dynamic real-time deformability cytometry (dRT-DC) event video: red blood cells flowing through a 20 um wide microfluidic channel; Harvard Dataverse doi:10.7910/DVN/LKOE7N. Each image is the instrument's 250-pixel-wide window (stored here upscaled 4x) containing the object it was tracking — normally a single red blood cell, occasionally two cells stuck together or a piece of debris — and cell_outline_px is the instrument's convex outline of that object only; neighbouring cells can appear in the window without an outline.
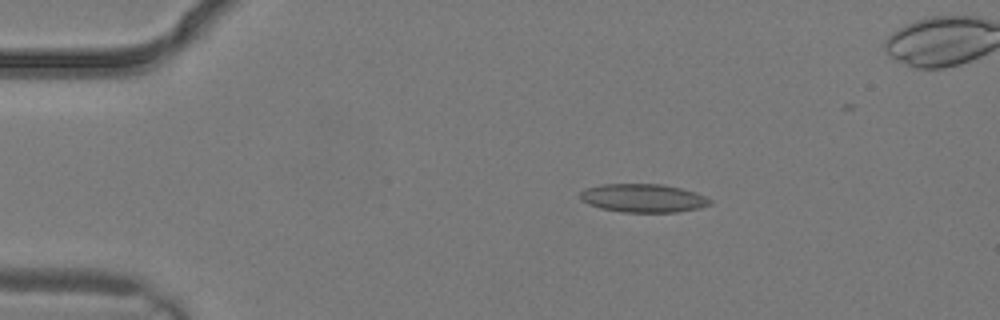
{"species": "common noctule bat (a hibernating species)", "species_latin": "Nyctalus noctula", "temperature_condition": "warm", "stored_images_in_passage": 2, "camera_frame_rate_fps": 3000, "um_per_image_px": 0.085, "animal": {"sex": "male", "body_mass_g": 19.2, "forearm_length_mm": 51.8}, "frame": {"image": 1, "passage_image": 2, "time_ms": 0.333, "image_size_px": [1000, 320], "cell_outline_px": [[712, 204], [700, 208], [676, 212], [624, 212], [600, 208], [588, 204], [580, 200], [580, 192], [584, 188], [600, 184], [660, 184], [680, 188], [696, 192], [712, 200]], "centroid_in_image_um": [54.65, 16.84], "position_along_channel_um": 30.3, "area_um2": 21.62}}